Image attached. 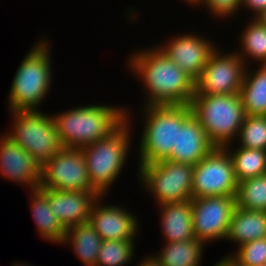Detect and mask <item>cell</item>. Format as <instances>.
Wrapping results in <instances>:
<instances>
[{"instance_id":"6da1fadb","label":"cell","mask_w":266,"mask_h":266,"mask_svg":"<svg viewBox=\"0 0 266 266\" xmlns=\"http://www.w3.org/2000/svg\"><path fill=\"white\" fill-rule=\"evenodd\" d=\"M130 54L128 68L146 92L143 106L191 104L195 81L156 45Z\"/></svg>"},{"instance_id":"7a4b0ae2","label":"cell","mask_w":266,"mask_h":266,"mask_svg":"<svg viewBox=\"0 0 266 266\" xmlns=\"http://www.w3.org/2000/svg\"><path fill=\"white\" fill-rule=\"evenodd\" d=\"M52 116L62 146L82 148L115 130L126 119V108L90 103Z\"/></svg>"},{"instance_id":"3957f363","label":"cell","mask_w":266,"mask_h":266,"mask_svg":"<svg viewBox=\"0 0 266 266\" xmlns=\"http://www.w3.org/2000/svg\"><path fill=\"white\" fill-rule=\"evenodd\" d=\"M48 39L42 37L34 43L16 69L7 99L8 111L39 110L48 96L54 73Z\"/></svg>"},{"instance_id":"277c9868","label":"cell","mask_w":266,"mask_h":266,"mask_svg":"<svg viewBox=\"0 0 266 266\" xmlns=\"http://www.w3.org/2000/svg\"><path fill=\"white\" fill-rule=\"evenodd\" d=\"M129 111L126 109V119L108 136L81 148L91 185L104 196L123 172L131 150L133 117Z\"/></svg>"},{"instance_id":"5b68a950","label":"cell","mask_w":266,"mask_h":266,"mask_svg":"<svg viewBox=\"0 0 266 266\" xmlns=\"http://www.w3.org/2000/svg\"><path fill=\"white\" fill-rule=\"evenodd\" d=\"M193 115L215 147L235 142L246 113L240 94H198L191 101Z\"/></svg>"},{"instance_id":"8992f818","label":"cell","mask_w":266,"mask_h":266,"mask_svg":"<svg viewBox=\"0 0 266 266\" xmlns=\"http://www.w3.org/2000/svg\"><path fill=\"white\" fill-rule=\"evenodd\" d=\"M11 129L4 132L43 166L63 147L55 121L41 110H12Z\"/></svg>"},{"instance_id":"52a82bcc","label":"cell","mask_w":266,"mask_h":266,"mask_svg":"<svg viewBox=\"0 0 266 266\" xmlns=\"http://www.w3.org/2000/svg\"><path fill=\"white\" fill-rule=\"evenodd\" d=\"M144 107V108H143ZM143 131L138 147V164H150L171 157L177 138V105L142 106Z\"/></svg>"},{"instance_id":"ba28073f","label":"cell","mask_w":266,"mask_h":266,"mask_svg":"<svg viewBox=\"0 0 266 266\" xmlns=\"http://www.w3.org/2000/svg\"><path fill=\"white\" fill-rule=\"evenodd\" d=\"M137 165L138 181L156 205L192 199L193 165L170 160Z\"/></svg>"},{"instance_id":"9c48e42d","label":"cell","mask_w":266,"mask_h":266,"mask_svg":"<svg viewBox=\"0 0 266 266\" xmlns=\"http://www.w3.org/2000/svg\"><path fill=\"white\" fill-rule=\"evenodd\" d=\"M238 181L233 162L224 147H215L194 165L192 199L209 196H236Z\"/></svg>"},{"instance_id":"30bf717a","label":"cell","mask_w":266,"mask_h":266,"mask_svg":"<svg viewBox=\"0 0 266 266\" xmlns=\"http://www.w3.org/2000/svg\"><path fill=\"white\" fill-rule=\"evenodd\" d=\"M40 188L67 191H97L88 177L81 148L62 147L41 166Z\"/></svg>"},{"instance_id":"8fae6325","label":"cell","mask_w":266,"mask_h":266,"mask_svg":"<svg viewBox=\"0 0 266 266\" xmlns=\"http://www.w3.org/2000/svg\"><path fill=\"white\" fill-rule=\"evenodd\" d=\"M245 69L246 65L236 50L226 54L217 46L195 81V91L211 95L240 94Z\"/></svg>"},{"instance_id":"7c38bea8","label":"cell","mask_w":266,"mask_h":266,"mask_svg":"<svg viewBox=\"0 0 266 266\" xmlns=\"http://www.w3.org/2000/svg\"><path fill=\"white\" fill-rule=\"evenodd\" d=\"M235 207V196L192 199V225L195 238L206 245L218 240L225 241Z\"/></svg>"},{"instance_id":"4fadbf2b","label":"cell","mask_w":266,"mask_h":266,"mask_svg":"<svg viewBox=\"0 0 266 266\" xmlns=\"http://www.w3.org/2000/svg\"><path fill=\"white\" fill-rule=\"evenodd\" d=\"M214 148L199 120L193 115L191 106L177 105L176 147L172 148L168 160L194 166Z\"/></svg>"},{"instance_id":"5bb4252c","label":"cell","mask_w":266,"mask_h":266,"mask_svg":"<svg viewBox=\"0 0 266 266\" xmlns=\"http://www.w3.org/2000/svg\"><path fill=\"white\" fill-rule=\"evenodd\" d=\"M157 47L194 81L200 77L210 55L217 48L206 36L201 37L193 33L176 34Z\"/></svg>"},{"instance_id":"9a60e30c","label":"cell","mask_w":266,"mask_h":266,"mask_svg":"<svg viewBox=\"0 0 266 266\" xmlns=\"http://www.w3.org/2000/svg\"><path fill=\"white\" fill-rule=\"evenodd\" d=\"M104 199V195H100L91 208L89 223L94 230L103 241L135 240L140 227L138 217L122 204H102Z\"/></svg>"},{"instance_id":"2e32d148","label":"cell","mask_w":266,"mask_h":266,"mask_svg":"<svg viewBox=\"0 0 266 266\" xmlns=\"http://www.w3.org/2000/svg\"><path fill=\"white\" fill-rule=\"evenodd\" d=\"M3 134V135H2ZM0 177L28 189L41 185V166L6 133L0 135ZM26 185V186H25Z\"/></svg>"},{"instance_id":"e0dca14e","label":"cell","mask_w":266,"mask_h":266,"mask_svg":"<svg viewBox=\"0 0 266 266\" xmlns=\"http://www.w3.org/2000/svg\"><path fill=\"white\" fill-rule=\"evenodd\" d=\"M100 195L98 191L49 189V206L61 225L67 229L89 222L91 208Z\"/></svg>"},{"instance_id":"ac0fdd59","label":"cell","mask_w":266,"mask_h":266,"mask_svg":"<svg viewBox=\"0 0 266 266\" xmlns=\"http://www.w3.org/2000/svg\"><path fill=\"white\" fill-rule=\"evenodd\" d=\"M158 206L164 242L187 241L195 238L192 225V199Z\"/></svg>"},{"instance_id":"d6986e66","label":"cell","mask_w":266,"mask_h":266,"mask_svg":"<svg viewBox=\"0 0 266 266\" xmlns=\"http://www.w3.org/2000/svg\"><path fill=\"white\" fill-rule=\"evenodd\" d=\"M30 192L31 216L34 218L37 233L45 241L61 244L66 229L58 221L49 206V189L37 188Z\"/></svg>"},{"instance_id":"ffe728a7","label":"cell","mask_w":266,"mask_h":266,"mask_svg":"<svg viewBox=\"0 0 266 266\" xmlns=\"http://www.w3.org/2000/svg\"><path fill=\"white\" fill-rule=\"evenodd\" d=\"M266 237V212L235 207L225 241L239 246Z\"/></svg>"},{"instance_id":"44dd1931","label":"cell","mask_w":266,"mask_h":266,"mask_svg":"<svg viewBox=\"0 0 266 266\" xmlns=\"http://www.w3.org/2000/svg\"><path fill=\"white\" fill-rule=\"evenodd\" d=\"M102 242L100 235L87 222L67 228L61 245L68 244V247L70 246L73 250V254L85 266H96Z\"/></svg>"},{"instance_id":"7402d4cb","label":"cell","mask_w":266,"mask_h":266,"mask_svg":"<svg viewBox=\"0 0 266 266\" xmlns=\"http://www.w3.org/2000/svg\"><path fill=\"white\" fill-rule=\"evenodd\" d=\"M257 66H246L240 96L246 115L266 116V64Z\"/></svg>"},{"instance_id":"603a6c76","label":"cell","mask_w":266,"mask_h":266,"mask_svg":"<svg viewBox=\"0 0 266 266\" xmlns=\"http://www.w3.org/2000/svg\"><path fill=\"white\" fill-rule=\"evenodd\" d=\"M154 257L162 266H201L204 247L196 238L187 241L165 242Z\"/></svg>"},{"instance_id":"cb8c5ba5","label":"cell","mask_w":266,"mask_h":266,"mask_svg":"<svg viewBox=\"0 0 266 266\" xmlns=\"http://www.w3.org/2000/svg\"><path fill=\"white\" fill-rule=\"evenodd\" d=\"M246 24L248 25H245L244 29L242 28L243 31L239 36L241 45L236 52L246 66L250 65L249 60L258 65H264L266 64V26L252 17Z\"/></svg>"},{"instance_id":"d4e9b609","label":"cell","mask_w":266,"mask_h":266,"mask_svg":"<svg viewBox=\"0 0 266 266\" xmlns=\"http://www.w3.org/2000/svg\"><path fill=\"white\" fill-rule=\"evenodd\" d=\"M233 145L234 143H230L224 148L231 156L238 182L266 174V150L248 149L239 147L238 144L234 147Z\"/></svg>"},{"instance_id":"484cf974","label":"cell","mask_w":266,"mask_h":266,"mask_svg":"<svg viewBox=\"0 0 266 266\" xmlns=\"http://www.w3.org/2000/svg\"><path fill=\"white\" fill-rule=\"evenodd\" d=\"M236 207L266 212V174L238 182Z\"/></svg>"},{"instance_id":"4316f807","label":"cell","mask_w":266,"mask_h":266,"mask_svg":"<svg viewBox=\"0 0 266 266\" xmlns=\"http://www.w3.org/2000/svg\"><path fill=\"white\" fill-rule=\"evenodd\" d=\"M135 240H106L98 252L96 266H125L135 259Z\"/></svg>"},{"instance_id":"83f0119b","label":"cell","mask_w":266,"mask_h":266,"mask_svg":"<svg viewBox=\"0 0 266 266\" xmlns=\"http://www.w3.org/2000/svg\"><path fill=\"white\" fill-rule=\"evenodd\" d=\"M235 140L239 147L266 150V116L246 115Z\"/></svg>"},{"instance_id":"f1b7e54d","label":"cell","mask_w":266,"mask_h":266,"mask_svg":"<svg viewBox=\"0 0 266 266\" xmlns=\"http://www.w3.org/2000/svg\"><path fill=\"white\" fill-rule=\"evenodd\" d=\"M233 252L227 255L239 266H262L266 263V237L247 242Z\"/></svg>"},{"instance_id":"f546056e","label":"cell","mask_w":266,"mask_h":266,"mask_svg":"<svg viewBox=\"0 0 266 266\" xmlns=\"http://www.w3.org/2000/svg\"><path fill=\"white\" fill-rule=\"evenodd\" d=\"M241 4L242 0H199L195 6L206 7L207 12L210 11L212 17H216L214 19L221 18L222 20L238 13L241 10Z\"/></svg>"},{"instance_id":"4dcf8cb0","label":"cell","mask_w":266,"mask_h":266,"mask_svg":"<svg viewBox=\"0 0 266 266\" xmlns=\"http://www.w3.org/2000/svg\"><path fill=\"white\" fill-rule=\"evenodd\" d=\"M251 11L252 18H256L264 9H266V0H242L241 8Z\"/></svg>"},{"instance_id":"1f68e13d","label":"cell","mask_w":266,"mask_h":266,"mask_svg":"<svg viewBox=\"0 0 266 266\" xmlns=\"http://www.w3.org/2000/svg\"><path fill=\"white\" fill-rule=\"evenodd\" d=\"M145 258L141 259L137 266H162L154 255H146Z\"/></svg>"},{"instance_id":"d6a6232c","label":"cell","mask_w":266,"mask_h":266,"mask_svg":"<svg viewBox=\"0 0 266 266\" xmlns=\"http://www.w3.org/2000/svg\"><path fill=\"white\" fill-rule=\"evenodd\" d=\"M214 266H238V263L230 255H226L220 261L218 260Z\"/></svg>"},{"instance_id":"836d02e7","label":"cell","mask_w":266,"mask_h":266,"mask_svg":"<svg viewBox=\"0 0 266 266\" xmlns=\"http://www.w3.org/2000/svg\"><path fill=\"white\" fill-rule=\"evenodd\" d=\"M256 19H258L262 24H264L266 26V9H264L257 17Z\"/></svg>"},{"instance_id":"e575fe53","label":"cell","mask_w":266,"mask_h":266,"mask_svg":"<svg viewBox=\"0 0 266 266\" xmlns=\"http://www.w3.org/2000/svg\"><path fill=\"white\" fill-rule=\"evenodd\" d=\"M183 2L187 3L189 6L195 7L199 0H182Z\"/></svg>"},{"instance_id":"d590c367","label":"cell","mask_w":266,"mask_h":266,"mask_svg":"<svg viewBox=\"0 0 266 266\" xmlns=\"http://www.w3.org/2000/svg\"><path fill=\"white\" fill-rule=\"evenodd\" d=\"M11 266H30L29 264L26 263H21V262H15L14 265L12 264ZM32 266V265H31Z\"/></svg>"}]
</instances>
